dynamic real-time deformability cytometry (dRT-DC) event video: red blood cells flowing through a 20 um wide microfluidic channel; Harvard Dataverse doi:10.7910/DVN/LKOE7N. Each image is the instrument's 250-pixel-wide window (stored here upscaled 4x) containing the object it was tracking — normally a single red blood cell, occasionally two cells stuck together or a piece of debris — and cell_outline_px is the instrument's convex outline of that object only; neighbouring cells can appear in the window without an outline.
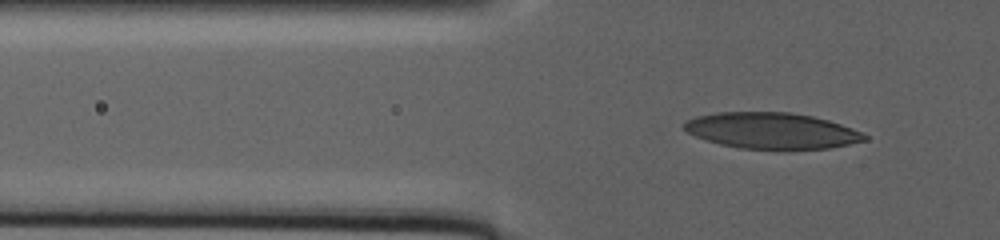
{"species": "human", "species_latin": "Homo sapiens", "temperature_condition": "warm", "stored_images_in_passage": 8, "camera_frame_rate_fps": 3000, "um_per_image_px": 0.085, "donor": {"sex": "male"}, "frame": {"image": 1, "passage_image": 2, "time_ms": 0.333, "image_size_px": [1000, 240], "cell_outline_px": [[868, 140], [828, 148], [784, 152], [776, 152], [740, 148], [720, 144], [696, 136], [688, 132], [684, 128], [684, 120], [696, 116], [720, 112], [788, 112], [812, 116], [828, 120], [852, 128], [868, 136]], "centroid_in_image_um": [65.61, 11.15], "position_along_channel_um": 60.2, "area_um2": 38.78}}